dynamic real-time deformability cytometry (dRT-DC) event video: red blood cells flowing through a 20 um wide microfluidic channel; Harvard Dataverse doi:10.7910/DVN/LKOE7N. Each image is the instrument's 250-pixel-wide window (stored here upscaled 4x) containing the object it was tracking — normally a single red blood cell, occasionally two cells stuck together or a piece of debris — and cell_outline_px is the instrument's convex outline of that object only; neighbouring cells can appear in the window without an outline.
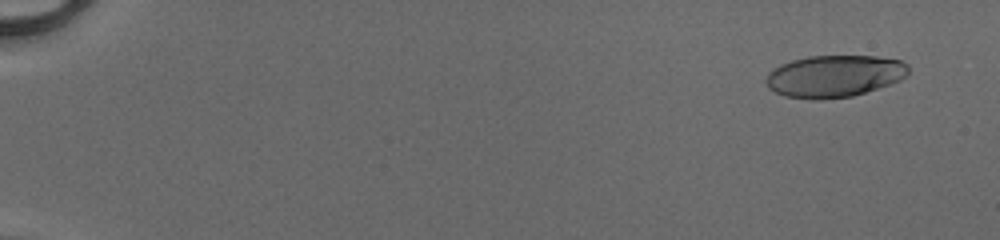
{"species": "human", "species_latin": "Homo sapiens", "temperature_condition": "cold", "stored_images_in_passage": 51, "camera_frame_rate_fps": 3000, "um_per_image_px": 0.085, "donor": {"sex": "male"}, "frame": {"image": 1, "passage_image": 3, "time_ms": 0.667, "image_size_px": [1000, 240], "cell_outline_px": [[908, 72], [900, 80], [852, 96], [812, 100], [784, 96], [768, 88], [764, 80], [768, 72], [772, 68], [780, 64], [792, 60], [808, 56], [876, 56], [900, 60], [908, 64]], "centroid_in_image_um": [70.85, 6.46], "position_along_channel_um": 14.1, "area_um2": 34.85}}
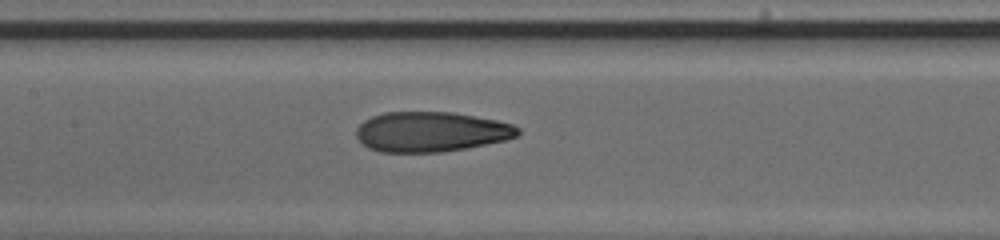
{"frame": {"image": 2, "passage_image": 27, "time_ms": 8.667, "image_size_px": [1000, 240], "cell_outline_px": [[520, 132], [516, 136], [504, 140], [464, 148], [440, 152], [380, 152], [368, 148], [356, 136], [356, 128], [364, 120], [372, 116], [384, 112], [452, 112], [496, 120], [512, 124], [520, 128]], "centroid_in_image_um": [36.6, 11.19], "position_along_channel_um": 170.8, "area_um2": 37.51}}
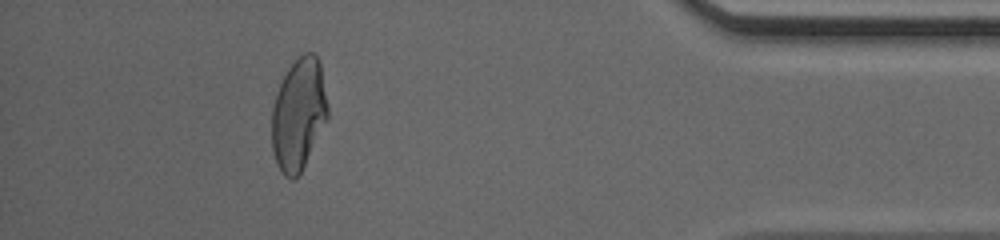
{"frame": {"image": 3, "passage_image": 47, "time_ms": 15.333, "image_size_px": [1000, 240], "cell_outline_px": [[328, 120], [300, 172], [292, 180], [284, 176], [276, 164], [272, 148], [272, 108], [276, 92], [288, 68], [304, 52], [316, 52], [320, 60], [328, 108]], "centroid_in_image_um": [25.39, 9.69], "position_along_channel_um": 409.8, "area_um2": 36.59}, "authors_computed_cell_mechanics": {"area_um2": 36.992, "velocity_mm_per_s": 4.1643, "shape_relaxation_time_tau1_ms": 5.32, "shape_relaxation_time_tau2_ms": 1.0428, "deformation_change_tau1": 0.2306, "deformation_change_tau2": 0.0823}}